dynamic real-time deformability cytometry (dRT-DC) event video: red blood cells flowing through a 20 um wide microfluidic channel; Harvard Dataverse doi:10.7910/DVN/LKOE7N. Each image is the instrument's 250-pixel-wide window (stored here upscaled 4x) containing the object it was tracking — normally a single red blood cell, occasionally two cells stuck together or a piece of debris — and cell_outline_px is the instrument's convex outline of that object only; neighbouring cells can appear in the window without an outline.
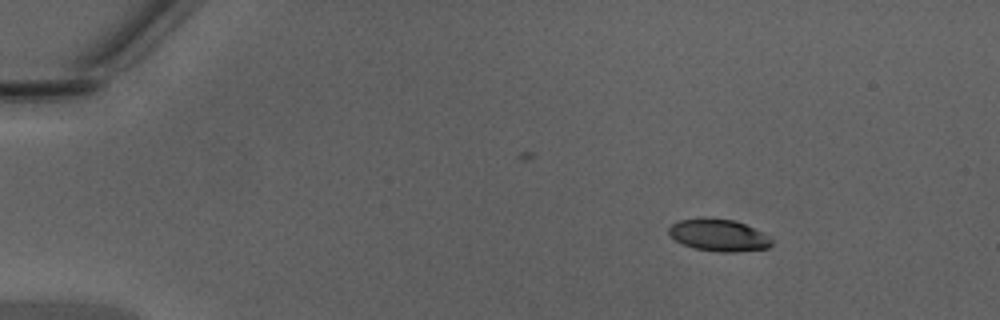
{"species": "Egyptian fruit bat (a non-hibernating species)", "species_latin": "Rousettus aegyptiacus", "temperature_condition": "warm", "stored_images_in_passage": 39, "camera_frame_rate_fps": 3000, "um_per_image_px": 0.085, "animal": {"sex": "male"}, "frame": {"image": 1, "passage_image": 1, "time_ms": 0.0, "image_size_px": [1000, 320], "cell_outline_px": [[772, 244], [768, 248], [732, 252], [720, 252], [692, 248], [676, 240], [668, 232], [668, 228], [672, 224], [680, 220], [732, 220], [744, 224], [772, 236]], "centroid_in_image_um": [61.14, 20.03], "position_along_channel_um": 23.9, "area_um2": 18.61}}
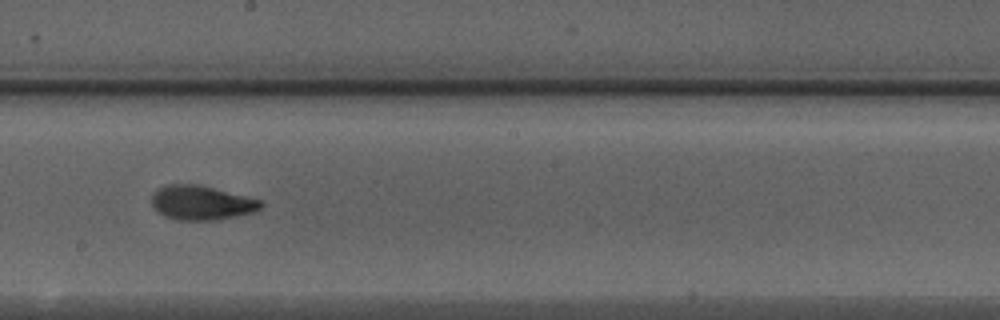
{"frame": {"image": 2, "passage_image": 22, "time_ms": 7.0, "image_size_px": [1000, 320], "cell_outline_px": [[264, 204], [260, 208], [252, 212], [212, 220], [176, 220], [164, 216], [156, 212], [152, 204], [152, 196], [160, 188], [168, 184], [200, 184], [260, 200]], "centroid_in_image_um": [17.08, 17.23], "position_along_channel_um": 231.1, "area_um2": 21.56}}
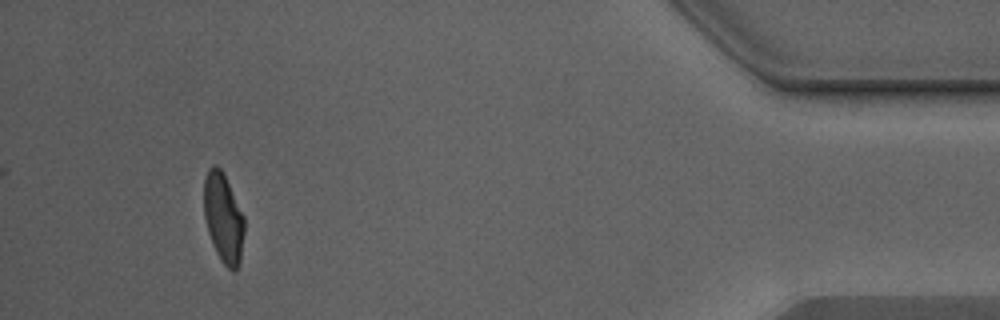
{"frame": {"image": 3, "passage_image": 39, "time_ms": 12.667, "image_size_px": [1000, 320], "cell_outline_px": [[244, 232], [240, 260], [236, 272], [232, 272], [220, 260], [212, 244], [208, 232], [204, 216], [204, 180], [208, 168], [212, 164], [216, 164], [224, 172], [244, 216]], "centroid_in_image_um": [18.98, 18.51], "position_along_channel_um": 416.2, "area_um2": 21.33}, "authors_computed_cell_mechanics": {"area_um2": 21.2126, "velocity_mm_per_s": 4.3452, "shape_relaxation_time_tau1_ms": 3.1834, "shape_relaxation_time_tau2_ms": 1.2755, "deformation_change_tau1": 0.1585, "deformation_change_tau2": 0.0652}}